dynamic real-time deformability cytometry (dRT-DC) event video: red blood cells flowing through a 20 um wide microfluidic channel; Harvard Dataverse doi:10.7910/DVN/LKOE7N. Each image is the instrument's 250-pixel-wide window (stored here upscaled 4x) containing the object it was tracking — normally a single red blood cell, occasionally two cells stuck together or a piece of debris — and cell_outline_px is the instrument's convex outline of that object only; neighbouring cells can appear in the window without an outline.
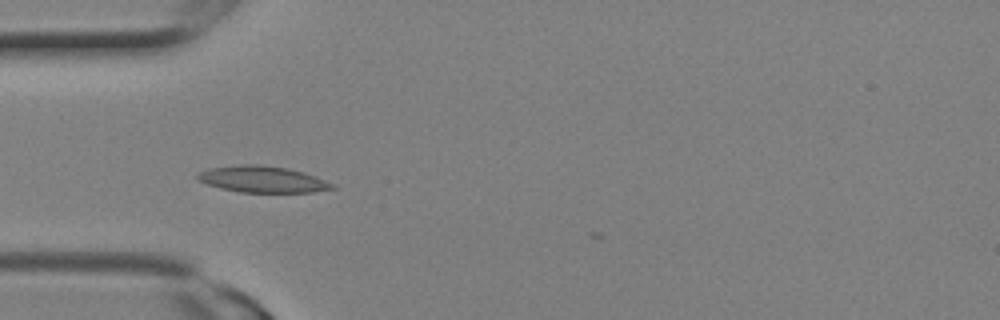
{"species": "Egyptian fruit bat (a non-hibernating species)", "species_latin": "Rousettus aegyptiacus", "temperature_condition": "room temperature", "stored_images_in_passage": 18, "camera_frame_rate_fps": 3000, "um_per_image_px": 0.085, "animal": {"sex": "female"}, "frame": {"image": 1, "passage_image": 1, "time_ms": 0.0, "image_size_px": [1000, 320], "cell_outline_px": [[336, 188], [312, 192], [240, 192], [220, 188], [196, 180], [196, 176], [200, 172], [208, 168], [244, 164], [256, 164], [288, 168], [304, 172], [336, 184]], "centroid_in_image_um": [22.32, 15.24], "position_along_channel_um": 62.7, "area_um2": 20.75}}
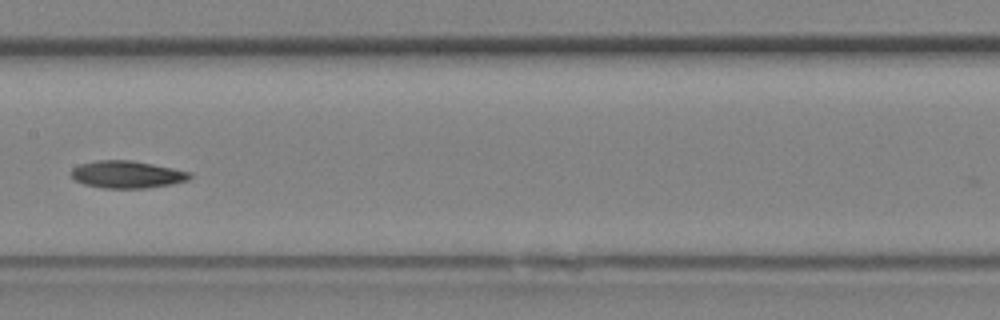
{"frame": {"image": 2, "passage_image": 6, "time_ms": 1.667, "image_size_px": [1000, 320], "cell_outline_px": [[192, 176], [188, 180], [172, 184], [144, 188], [104, 188], [84, 184], [76, 180], [72, 176], [72, 168], [80, 164], [96, 160], [132, 160], [192, 172]], "centroid_in_image_um": [10.81, 14.82], "position_along_channel_um": 196.6, "area_um2": 18.79}}
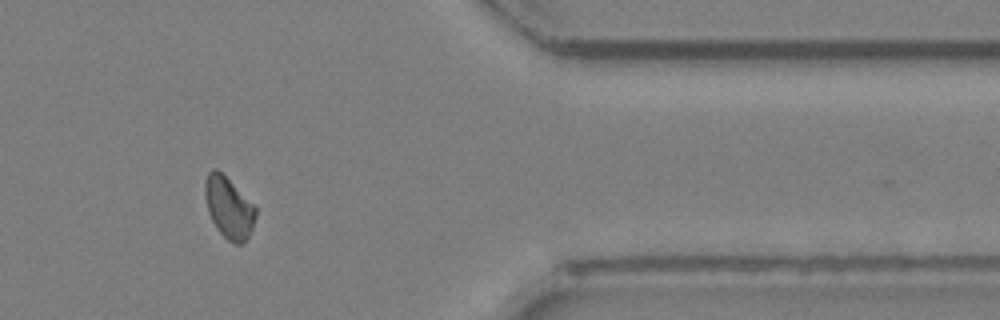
{"frame": {"image": 3, "passage_image": 14, "time_ms": 4.333, "image_size_px": [1000, 320], "cell_outline_px": [[256, 216], [252, 228], [248, 236], [240, 244], [236, 244], [228, 240], [216, 228], [208, 212], [204, 196], [204, 184], [208, 172], [212, 168], [216, 168], [256, 208]], "centroid_in_image_um": [19.41, 17.65], "position_along_channel_um": 392.0, "area_um2": 17.69}}